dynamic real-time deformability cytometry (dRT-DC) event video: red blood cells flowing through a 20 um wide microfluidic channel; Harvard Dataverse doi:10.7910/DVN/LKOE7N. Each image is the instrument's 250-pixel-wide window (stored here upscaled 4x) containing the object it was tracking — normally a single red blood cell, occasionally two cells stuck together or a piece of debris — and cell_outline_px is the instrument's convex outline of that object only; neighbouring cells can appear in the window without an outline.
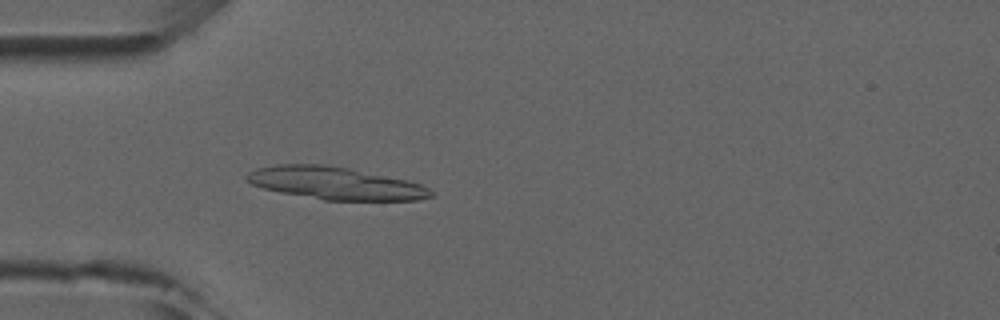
{"species": "common noctule bat (a hibernating species)", "species_latin": "Nyctalus noctula", "temperature_condition": "room temperature", "stored_images_in_passage": 5, "camera_frame_rate_fps": 3000, "um_per_image_px": 0.085, "animal": {"sex": "male", "forearm_length_mm": 52.5}, "frame": {"image": 1, "passage_image": 5, "time_ms": 4.667, "image_size_px": [1000, 320], "cell_outline_px": [[432, 196], [416, 200], [324, 200], [280, 192], [264, 188], [252, 184], [244, 176], [248, 172], [256, 168], [276, 164], [328, 164], [348, 168], [404, 180], [420, 184], [428, 188], [432, 192]], "centroid_in_image_um": [28.44, 15.57], "position_along_channel_um": 56.6, "area_um2": 34.51}}